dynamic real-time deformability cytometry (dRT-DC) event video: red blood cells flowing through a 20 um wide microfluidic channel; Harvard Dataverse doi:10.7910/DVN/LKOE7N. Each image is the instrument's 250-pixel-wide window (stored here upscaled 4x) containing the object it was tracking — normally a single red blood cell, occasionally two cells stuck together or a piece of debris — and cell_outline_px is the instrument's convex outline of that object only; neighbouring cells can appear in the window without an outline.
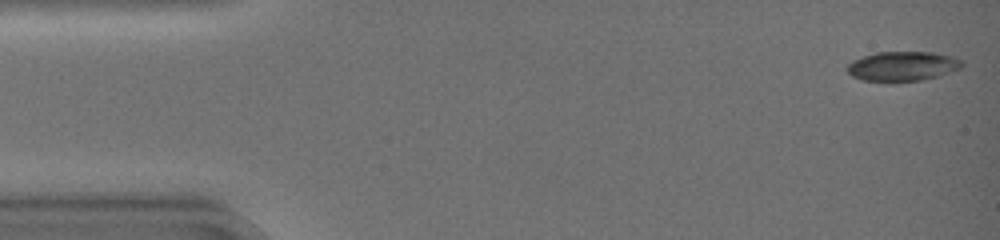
{"species": "common noctule bat (a hibernating species)", "species_latin": "Nyctalus noctula", "temperature_condition": "warm", "stored_images_in_passage": 44, "camera_frame_rate_fps": 3000, "um_per_image_px": 0.085, "animal": {"sex": "female", "body_mass_g": 19.0, "forearm_length_mm": 51.5}, "frame": {"image": 1, "passage_image": 1, "time_ms": 0.0, "image_size_px": [1000, 240], "cell_outline_px": [[964, 64], [960, 68], [940, 76], [920, 80], [860, 80], [852, 76], [844, 68], [852, 60], [876, 52], [932, 52], [952, 56], [964, 60]], "centroid_in_image_um": [76.73, 5.61], "position_along_channel_um": 8.3, "area_um2": 19.65}}
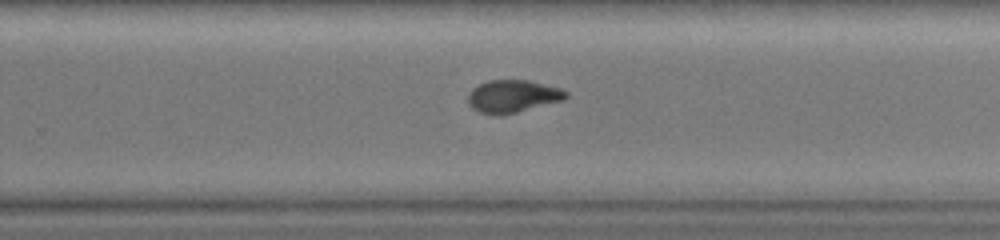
{"frame": {"image": 2, "passage_image": 29, "time_ms": 9.333, "image_size_px": [1000, 240], "cell_outline_px": [[568, 96], [564, 100], [500, 116], [480, 112], [472, 108], [468, 104], [468, 96], [472, 88], [488, 80], [528, 80], [560, 88], [568, 92]], "centroid_in_image_um": [43.58, 8.18], "position_along_channel_um": 286.2, "area_um2": 18.55}}
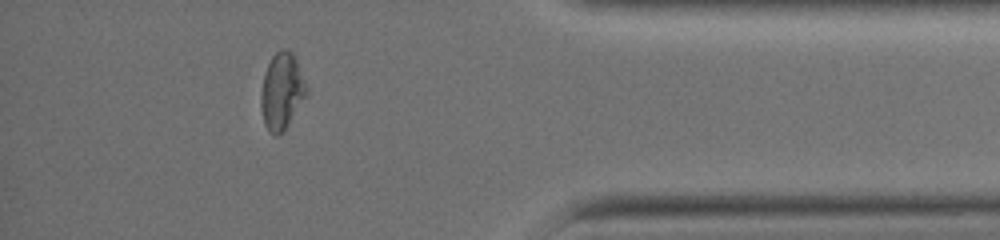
{"frame": {"image": 3, "passage_image": 39, "time_ms": 12.667, "image_size_px": [1000, 240], "cell_outline_px": [[308, 92], [284, 128], [276, 136], [268, 132], [264, 124], [260, 104], [260, 96], [264, 76], [268, 64], [272, 56], [280, 48], [284, 48], [292, 52], [296, 56], [308, 88]], "centroid_in_image_um": [23.95, 7.7], "position_along_channel_um": 411.3, "area_um2": 20.11}, "authors_computed_cell_mechanics": {"area_um2": 19.4208, "velocity_mm_per_s": 4.3413, "shape_relaxation_time_tau1_ms": 5.5385, "shape_relaxation_time_tau2_ms": 1.3239, "deformation_change_tau1": 0.2268, "deformation_change_tau2": 0.0601}}